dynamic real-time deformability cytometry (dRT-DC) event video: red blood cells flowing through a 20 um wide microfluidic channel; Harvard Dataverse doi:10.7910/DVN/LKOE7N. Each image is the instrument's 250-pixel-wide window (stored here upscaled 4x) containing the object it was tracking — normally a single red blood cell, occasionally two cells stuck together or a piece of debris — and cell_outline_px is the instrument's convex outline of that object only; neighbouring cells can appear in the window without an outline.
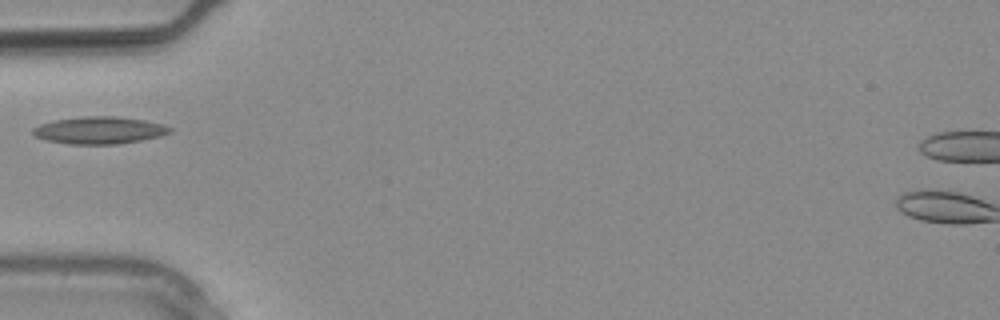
{"species": "common noctule bat (a hibernating species)", "species_latin": "Nyctalus noctula", "temperature_condition": "warm", "stored_images_in_passage": 1, "camera_frame_rate_fps": 3000, "um_per_image_px": 0.085, "animal": {"sex": "male", "body_mass_g": 20.4}, "frame": {"image": 1, "passage_image": 1, "time_ms": 0.0, "image_size_px": [1000, 320], "cell_outline_px": [[172, 132], [160, 136], [140, 140], [116, 144], [68, 144], [48, 140], [36, 136], [32, 132], [32, 128], [40, 124], [56, 120], [84, 116], [116, 116], [144, 120], [160, 124], [172, 128]], "centroid_in_image_um": [8.44, 11.07], "position_along_channel_um": 76.6, "area_um2": 21.5}}